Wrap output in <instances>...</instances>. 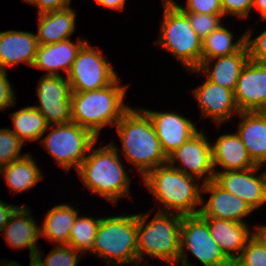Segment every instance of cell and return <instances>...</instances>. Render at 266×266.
<instances>
[{"mask_svg": "<svg viewBox=\"0 0 266 266\" xmlns=\"http://www.w3.org/2000/svg\"><path fill=\"white\" fill-rule=\"evenodd\" d=\"M130 108L116 123L127 161L133 163L141 176L167 164L168 157L155 133L150 117L140 108Z\"/></svg>", "mask_w": 266, "mask_h": 266, "instance_id": "6da1fadb", "label": "cell"}, {"mask_svg": "<svg viewBox=\"0 0 266 266\" xmlns=\"http://www.w3.org/2000/svg\"><path fill=\"white\" fill-rule=\"evenodd\" d=\"M128 86H120L116 78L104 88L71 93V120L89 129L97 138L107 124L115 126L131 108L124 105Z\"/></svg>", "mask_w": 266, "mask_h": 266, "instance_id": "7a4b0ae2", "label": "cell"}, {"mask_svg": "<svg viewBox=\"0 0 266 266\" xmlns=\"http://www.w3.org/2000/svg\"><path fill=\"white\" fill-rule=\"evenodd\" d=\"M143 180L155 200L166 207L159 212L170 213L174 209V213L182 216L199 214L200 209H196V206L204 200L201 196L202 188L196 185L195 177L186 175L167 163L149 171Z\"/></svg>", "mask_w": 266, "mask_h": 266, "instance_id": "3957f363", "label": "cell"}, {"mask_svg": "<svg viewBox=\"0 0 266 266\" xmlns=\"http://www.w3.org/2000/svg\"><path fill=\"white\" fill-rule=\"evenodd\" d=\"M94 146L95 143L89 149L93 153L84 159L78 174L92 192L116 203L118 198L129 194L130 187V179L119 160V150L112 143L93 150Z\"/></svg>", "mask_w": 266, "mask_h": 266, "instance_id": "277c9868", "label": "cell"}, {"mask_svg": "<svg viewBox=\"0 0 266 266\" xmlns=\"http://www.w3.org/2000/svg\"><path fill=\"white\" fill-rule=\"evenodd\" d=\"M150 213L137 214V254L138 262L144 260L143 253L172 263H178L180 256V236L182 215L176 213H156L146 224Z\"/></svg>", "mask_w": 266, "mask_h": 266, "instance_id": "5b68a950", "label": "cell"}, {"mask_svg": "<svg viewBox=\"0 0 266 266\" xmlns=\"http://www.w3.org/2000/svg\"><path fill=\"white\" fill-rule=\"evenodd\" d=\"M92 254L110 264L139 263L137 254V214L101 218ZM110 260V261H109Z\"/></svg>", "mask_w": 266, "mask_h": 266, "instance_id": "8992f818", "label": "cell"}, {"mask_svg": "<svg viewBox=\"0 0 266 266\" xmlns=\"http://www.w3.org/2000/svg\"><path fill=\"white\" fill-rule=\"evenodd\" d=\"M163 22L159 46L176 56L188 71L201 65L202 39L192 29L189 19L170 1L163 0Z\"/></svg>", "mask_w": 266, "mask_h": 266, "instance_id": "52a82bcc", "label": "cell"}, {"mask_svg": "<svg viewBox=\"0 0 266 266\" xmlns=\"http://www.w3.org/2000/svg\"><path fill=\"white\" fill-rule=\"evenodd\" d=\"M48 128L53 130L40 143L66 171L72 166L77 171L97 137L89 129L72 121Z\"/></svg>", "mask_w": 266, "mask_h": 266, "instance_id": "ba28073f", "label": "cell"}, {"mask_svg": "<svg viewBox=\"0 0 266 266\" xmlns=\"http://www.w3.org/2000/svg\"><path fill=\"white\" fill-rule=\"evenodd\" d=\"M180 247L178 263L180 261L182 266H193L184 253L185 247L204 266H221L230 261L213 240L207 222L199 214L182 217Z\"/></svg>", "mask_w": 266, "mask_h": 266, "instance_id": "9c48e42d", "label": "cell"}, {"mask_svg": "<svg viewBox=\"0 0 266 266\" xmlns=\"http://www.w3.org/2000/svg\"><path fill=\"white\" fill-rule=\"evenodd\" d=\"M67 78L71 92H87L109 86L117 74L102 51L95 50L86 42L78 51Z\"/></svg>", "mask_w": 266, "mask_h": 266, "instance_id": "30bf717a", "label": "cell"}, {"mask_svg": "<svg viewBox=\"0 0 266 266\" xmlns=\"http://www.w3.org/2000/svg\"><path fill=\"white\" fill-rule=\"evenodd\" d=\"M71 87L61 75L41 76L37 86L39 106H34L49 126L71 122Z\"/></svg>", "mask_w": 266, "mask_h": 266, "instance_id": "8fae6325", "label": "cell"}, {"mask_svg": "<svg viewBox=\"0 0 266 266\" xmlns=\"http://www.w3.org/2000/svg\"><path fill=\"white\" fill-rule=\"evenodd\" d=\"M175 161L182 165L175 166ZM168 164L186 175L205 179L203 183L214 180L215 171L212 164V145L208 143L203 131L196 132L178 149L168 156Z\"/></svg>", "mask_w": 266, "mask_h": 266, "instance_id": "7c38bea8", "label": "cell"}, {"mask_svg": "<svg viewBox=\"0 0 266 266\" xmlns=\"http://www.w3.org/2000/svg\"><path fill=\"white\" fill-rule=\"evenodd\" d=\"M260 166L246 170L215 172L214 181L224 190L244 200L252 210L266 203L265 172L255 175Z\"/></svg>", "mask_w": 266, "mask_h": 266, "instance_id": "4fadbf2b", "label": "cell"}, {"mask_svg": "<svg viewBox=\"0 0 266 266\" xmlns=\"http://www.w3.org/2000/svg\"><path fill=\"white\" fill-rule=\"evenodd\" d=\"M240 112L266 111V64L249 60L234 91Z\"/></svg>", "mask_w": 266, "mask_h": 266, "instance_id": "5bb4252c", "label": "cell"}, {"mask_svg": "<svg viewBox=\"0 0 266 266\" xmlns=\"http://www.w3.org/2000/svg\"><path fill=\"white\" fill-rule=\"evenodd\" d=\"M200 187L202 192L211 193L207 203L202 204V207L199 208L201 217L245 223L243 217L253 211L244 200L224 190L214 180L203 183Z\"/></svg>", "mask_w": 266, "mask_h": 266, "instance_id": "9a60e30c", "label": "cell"}, {"mask_svg": "<svg viewBox=\"0 0 266 266\" xmlns=\"http://www.w3.org/2000/svg\"><path fill=\"white\" fill-rule=\"evenodd\" d=\"M142 110L150 117L167 157L198 131L190 120L177 113Z\"/></svg>", "mask_w": 266, "mask_h": 266, "instance_id": "2e32d148", "label": "cell"}, {"mask_svg": "<svg viewBox=\"0 0 266 266\" xmlns=\"http://www.w3.org/2000/svg\"><path fill=\"white\" fill-rule=\"evenodd\" d=\"M193 96L198 101L203 116L210 117L221 125L240 110L236 105L234 91L215 84L210 80L196 88Z\"/></svg>", "mask_w": 266, "mask_h": 266, "instance_id": "e0dca14e", "label": "cell"}, {"mask_svg": "<svg viewBox=\"0 0 266 266\" xmlns=\"http://www.w3.org/2000/svg\"><path fill=\"white\" fill-rule=\"evenodd\" d=\"M36 34L24 31L0 32V68L23 62L32 66L38 48Z\"/></svg>", "mask_w": 266, "mask_h": 266, "instance_id": "ac0fdd59", "label": "cell"}, {"mask_svg": "<svg viewBox=\"0 0 266 266\" xmlns=\"http://www.w3.org/2000/svg\"><path fill=\"white\" fill-rule=\"evenodd\" d=\"M87 42L78 40L77 43L70 39L57 43L39 45L31 67L48 71L46 75H60L58 71L64 70L69 74L78 51Z\"/></svg>", "mask_w": 266, "mask_h": 266, "instance_id": "d6986e66", "label": "cell"}, {"mask_svg": "<svg viewBox=\"0 0 266 266\" xmlns=\"http://www.w3.org/2000/svg\"><path fill=\"white\" fill-rule=\"evenodd\" d=\"M202 218L207 222L213 240L224 255L229 260H236L246 246L248 239L253 235L246 223L212 217Z\"/></svg>", "mask_w": 266, "mask_h": 266, "instance_id": "ffe728a7", "label": "cell"}, {"mask_svg": "<svg viewBox=\"0 0 266 266\" xmlns=\"http://www.w3.org/2000/svg\"><path fill=\"white\" fill-rule=\"evenodd\" d=\"M243 119L237 134L252 161L262 166L266 163V111L240 112Z\"/></svg>", "mask_w": 266, "mask_h": 266, "instance_id": "44dd1931", "label": "cell"}, {"mask_svg": "<svg viewBox=\"0 0 266 266\" xmlns=\"http://www.w3.org/2000/svg\"><path fill=\"white\" fill-rule=\"evenodd\" d=\"M212 60H216V63L212 71H210V62ZM249 60L248 50L245 45L238 53L204 60L197 69H192V72L200 71L203 74H207V79L211 82L235 91L240 73Z\"/></svg>", "mask_w": 266, "mask_h": 266, "instance_id": "7402d4cb", "label": "cell"}, {"mask_svg": "<svg viewBox=\"0 0 266 266\" xmlns=\"http://www.w3.org/2000/svg\"><path fill=\"white\" fill-rule=\"evenodd\" d=\"M30 208L21 206L11 216L3 232L5 240L12 248H28L30 257L34 258L38 238H41V227L35 223Z\"/></svg>", "mask_w": 266, "mask_h": 266, "instance_id": "603a6c76", "label": "cell"}, {"mask_svg": "<svg viewBox=\"0 0 266 266\" xmlns=\"http://www.w3.org/2000/svg\"><path fill=\"white\" fill-rule=\"evenodd\" d=\"M212 164L223 167V171L246 170L257 166L249 156L239 135L223 134L212 144Z\"/></svg>", "mask_w": 266, "mask_h": 266, "instance_id": "cb8c5ba5", "label": "cell"}, {"mask_svg": "<svg viewBox=\"0 0 266 266\" xmlns=\"http://www.w3.org/2000/svg\"><path fill=\"white\" fill-rule=\"evenodd\" d=\"M38 15L39 25L36 38L39 45L67 40L75 31L76 14L70 7Z\"/></svg>", "mask_w": 266, "mask_h": 266, "instance_id": "d4e9b609", "label": "cell"}, {"mask_svg": "<svg viewBox=\"0 0 266 266\" xmlns=\"http://www.w3.org/2000/svg\"><path fill=\"white\" fill-rule=\"evenodd\" d=\"M79 211L67 204L55 205L47 211L41 228V237L55 241L58 245H68L69 235Z\"/></svg>", "mask_w": 266, "mask_h": 266, "instance_id": "484cf974", "label": "cell"}, {"mask_svg": "<svg viewBox=\"0 0 266 266\" xmlns=\"http://www.w3.org/2000/svg\"><path fill=\"white\" fill-rule=\"evenodd\" d=\"M0 173L3 174L9 189L15 193L27 191L43 179L40 168L28 153L23 158L1 167Z\"/></svg>", "mask_w": 266, "mask_h": 266, "instance_id": "4316f807", "label": "cell"}, {"mask_svg": "<svg viewBox=\"0 0 266 266\" xmlns=\"http://www.w3.org/2000/svg\"><path fill=\"white\" fill-rule=\"evenodd\" d=\"M14 129L13 131L24 143L35 141L44 135L48 129V123L45 117L34 107L27 106L11 114Z\"/></svg>", "mask_w": 266, "mask_h": 266, "instance_id": "83f0119b", "label": "cell"}, {"mask_svg": "<svg viewBox=\"0 0 266 266\" xmlns=\"http://www.w3.org/2000/svg\"><path fill=\"white\" fill-rule=\"evenodd\" d=\"M233 34L220 25L202 40L201 63L215 57L238 53L245 46V34L233 43Z\"/></svg>", "mask_w": 266, "mask_h": 266, "instance_id": "f1b7e54d", "label": "cell"}, {"mask_svg": "<svg viewBox=\"0 0 266 266\" xmlns=\"http://www.w3.org/2000/svg\"><path fill=\"white\" fill-rule=\"evenodd\" d=\"M101 218L77 217L74 220L70 231L68 246H71L80 254H85L88 250L92 253L95 237Z\"/></svg>", "mask_w": 266, "mask_h": 266, "instance_id": "f546056e", "label": "cell"}, {"mask_svg": "<svg viewBox=\"0 0 266 266\" xmlns=\"http://www.w3.org/2000/svg\"><path fill=\"white\" fill-rule=\"evenodd\" d=\"M68 245H57L42 261L37 251L34 262L37 266H76L82 254ZM79 256V257H78Z\"/></svg>", "mask_w": 266, "mask_h": 266, "instance_id": "4dcf8cb0", "label": "cell"}, {"mask_svg": "<svg viewBox=\"0 0 266 266\" xmlns=\"http://www.w3.org/2000/svg\"><path fill=\"white\" fill-rule=\"evenodd\" d=\"M23 144L11 129L0 128V168L25 156L20 154Z\"/></svg>", "mask_w": 266, "mask_h": 266, "instance_id": "1f68e13d", "label": "cell"}, {"mask_svg": "<svg viewBox=\"0 0 266 266\" xmlns=\"http://www.w3.org/2000/svg\"><path fill=\"white\" fill-rule=\"evenodd\" d=\"M235 261L240 266H266V247L252 235Z\"/></svg>", "mask_w": 266, "mask_h": 266, "instance_id": "d6a6232c", "label": "cell"}, {"mask_svg": "<svg viewBox=\"0 0 266 266\" xmlns=\"http://www.w3.org/2000/svg\"><path fill=\"white\" fill-rule=\"evenodd\" d=\"M182 13L189 19L192 29L202 40L222 25L220 20L223 14Z\"/></svg>", "mask_w": 266, "mask_h": 266, "instance_id": "836d02e7", "label": "cell"}, {"mask_svg": "<svg viewBox=\"0 0 266 266\" xmlns=\"http://www.w3.org/2000/svg\"><path fill=\"white\" fill-rule=\"evenodd\" d=\"M181 12L201 14H223L221 0H187V6L182 7L174 0H170Z\"/></svg>", "mask_w": 266, "mask_h": 266, "instance_id": "e575fe53", "label": "cell"}, {"mask_svg": "<svg viewBox=\"0 0 266 266\" xmlns=\"http://www.w3.org/2000/svg\"><path fill=\"white\" fill-rule=\"evenodd\" d=\"M250 31L245 33V45L248 50L249 59L257 63L266 64V30L253 40L250 39Z\"/></svg>", "mask_w": 266, "mask_h": 266, "instance_id": "d590c367", "label": "cell"}, {"mask_svg": "<svg viewBox=\"0 0 266 266\" xmlns=\"http://www.w3.org/2000/svg\"><path fill=\"white\" fill-rule=\"evenodd\" d=\"M221 8L224 15H233L238 18H246L253 9V0H221Z\"/></svg>", "mask_w": 266, "mask_h": 266, "instance_id": "8d00e7d4", "label": "cell"}, {"mask_svg": "<svg viewBox=\"0 0 266 266\" xmlns=\"http://www.w3.org/2000/svg\"><path fill=\"white\" fill-rule=\"evenodd\" d=\"M15 93L12 90L11 84L7 78L6 70L0 68V111H4L6 108L14 106Z\"/></svg>", "mask_w": 266, "mask_h": 266, "instance_id": "74e56055", "label": "cell"}, {"mask_svg": "<svg viewBox=\"0 0 266 266\" xmlns=\"http://www.w3.org/2000/svg\"><path fill=\"white\" fill-rule=\"evenodd\" d=\"M71 0H36L35 6L38 7V14L59 11L69 7Z\"/></svg>", "mask_w": 266, "mask_h": 266, "instance_id": "f35d334b", "label": "cell"}, {"mask_svg": "<svg viewBox=\"0 0 266 266\" xmlns=\"http://www.w3.org/2000/svg\"><path fill=\"white\" fill-rule=\"evenodd\" d=\"M19 207L18 205L5 204L0 200V232H3L11 216Z\"/></svg>", "mask_w": 266, "mask_h": 266, "instance_id": "ab89813d", "label": "cell"}, {"mask_svg": "<svg viewBox=\"0 0 266 266\" xmlns=\"http://www.w3.org/2000/svg\"><path fill=\"white\" fill-rule=\"evenodd\" d=\"M99 5L105 8L115 9L122 11L126 0H95Z\"/></svg>", "mask_w": 266, "mask_h": 266, "instance_id": "60d3db41", "label": "cell"}, {"mask_svg": "<svg viewBox=\"0 0 266 266\" xmlns=\"http://www.w3.org/2000/svg\"><path fill=\"white\" fill-rule=\"evenodd\" d=\"M253 8L259 10L261 19L266 21V0H253Z\"/></svg>", "mask_w": 266, "mask_h": 266, "instance_id": "b9f144b4", "label": "cell"}, {"mask_svg": "<svg viewBox=\"0 0 266 266\" xmlns=\"http://www.w3.org/2000/svg\"><path fill=\"white\" fill-rule=\"evenodd\" d=\"M253 235L259 239L266 247V225L258 226L256 227V231L252 232Z\"/></svg>", "mask_w": 266, "mask_h": 266, "instance_id": "7bdbcfd3", "label": "cell"}, {"mask_svg": "<svg viewBox=\"0 0 266 266\" xmlns=\"http://www.w3.org/2000/svg\"><path fill=\"white\" fill-rule=\"evenodd\" d=\"M0 266H21V265L18 264L16 261H11V263L10 262H8V263L3 262V264H0Z\"/></svg>", "mask_w": 266, "mask_h": 266, "instance_id": "ee69618b", "label": "cell"}, {"mask_svg": "<svg viewBox=\"0 0 266 266\" xmlns=\"http://www.w3.org/2000/svg\"><path fill=\"white\" fill-rule=\"evenodd\" d=\"M221 266H240L235 260H230L228 263Z\"/></svg>", "mask_w": 266, "mask_h": 266, "instance_id": "f6af8a7d", "label": "cell"}, {"mask_svg": "<svg viewBox=\"0 0 266 266\" xmlns=\"http://www.w3.org/2000/svg\"><path fill=\"white\" fill-rule=\"evenodd\" d=\"M29 266H37L34 262V258L30 257V265Z\"/></svg>", "mask_w": 266, "mask_h": 266, "instance_id": "bcb514c9", "label": "cell"}, {"mask_svg": "<svg viewBox=\"0 0 266 266\" xmlns=\"http://www.w3.org/2000/svg\"><path fill=\"white\" fill-rule=\"evenodd\" d=\"M23 1H26L27 3H30V4H33V5H35V2H36V0H23Z\"/></svg>", "mask_w": 266, "mask_h": 266, "instance_id": "7dc6e473", "label": "cell"}]
</instances>
